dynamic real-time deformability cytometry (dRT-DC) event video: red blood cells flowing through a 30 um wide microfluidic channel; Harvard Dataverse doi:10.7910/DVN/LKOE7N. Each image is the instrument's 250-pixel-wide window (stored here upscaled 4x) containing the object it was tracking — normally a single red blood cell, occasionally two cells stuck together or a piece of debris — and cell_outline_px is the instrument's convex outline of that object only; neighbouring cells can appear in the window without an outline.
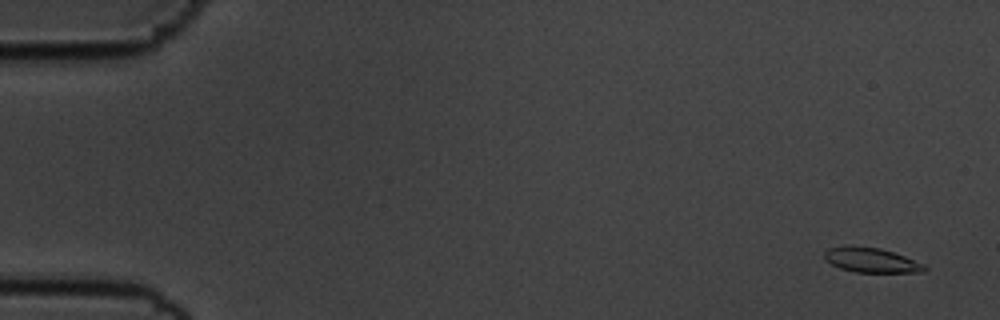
{"species": "common noctule bat (a hibernating species)", "species_latin": "Nyctalus noctula", "temperature_condition": "cold", "stored_images_in_passage": 57, "camera_frame_rate_fps": 3000, "um_per_image_px": 0.085, "animal": {"sex": "male", "body_mass_g": 19.5, "forearm_length_mm": 54.6}, "frame": {"image": 1, "passage_image": 3, "time_ms": 0.667, "image_size_px": [1000, 320], "cell_outline_px": [[928, 268], [924, 272], [856, 272], [840, 268], [824, 260], [824, 252], [828, 248], [880, 248], [904, 256], [924, 264]], "centroid_in_image_um": [74.1, 22.15], "position_along_channel_um": 10.9, "area_um2": 13.81}}
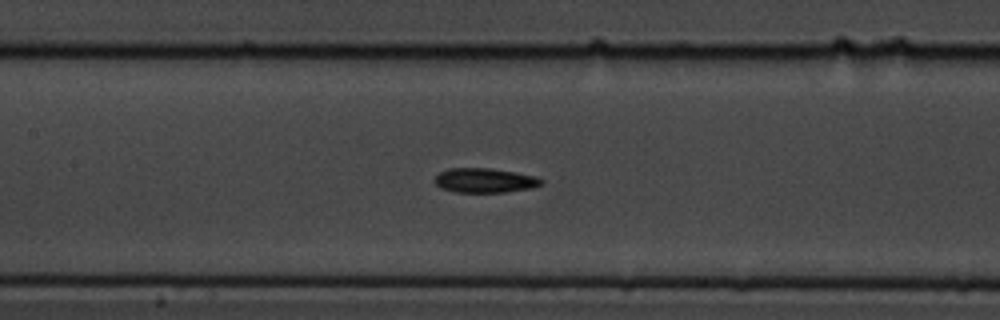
{"frame": {"image": 2, "passage_image": 27, "time_ms": 8.667, "image_size_px": [1000, 320], "cell_outline_px": [[544, 184], [532, 188], [504, 192], [456, 192], [440, 188], [432, 180], [440, 172], [448, 168], [488, 168], [516, 172], [540, 176], [544, 180]], "centroid_in_image_um": [41.25, 15.33], "position_along_channel_um": 166.2, "area_um2": 15.49}}
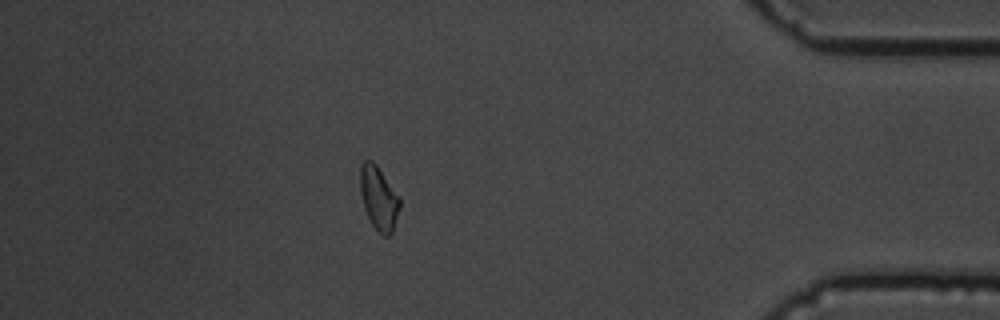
{"frame": {"image": 3, "passage_image": 50, "time_ms": 16.333, "image_size_px": [1000, 320], "cell_outline_px": [[400, 208], [392, 232], [388, 236], [384, 236], [372, 224], [364, 208], [360, 192], [360, 168], [364, 160], [372, 160], [376, 164], [400, 200]], "centroid_in_image_um": [32.17, 16.84], "position_along_channel_um": 403.0, "area_um2": 14.28}, "authors_computed_cell_mechanics": {"area_um2": 14.9124, "velocity_mm_per_s": 3.5964, "shape_relaxation_time_tau1_ms": 3.0719, "shape_relaxation_time_tau2_ms": 5.3359, "deformation_change_tau1": 0.1232, "deformation_change_tau2": 0.1108}}